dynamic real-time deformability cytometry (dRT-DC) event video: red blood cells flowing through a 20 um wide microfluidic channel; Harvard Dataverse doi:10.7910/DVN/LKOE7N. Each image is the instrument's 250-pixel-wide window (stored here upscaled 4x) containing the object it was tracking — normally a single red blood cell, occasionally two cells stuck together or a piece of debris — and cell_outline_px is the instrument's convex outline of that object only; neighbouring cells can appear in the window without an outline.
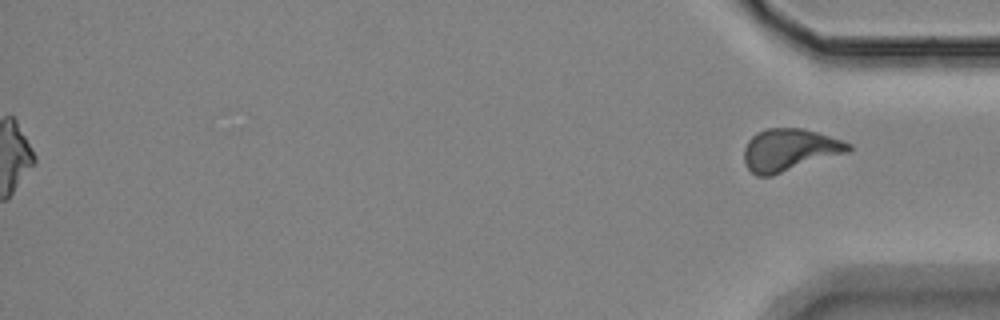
{"species": "Egyptian fruit bat (a non-hibernating species)", "species_latin": "Rousettus aegyptiacus", "temperature_condition": "room temperature", "stored_images_in_passage": 59, "segment_of_instrument_passage": [2, 2], "camera_frame_rate_fps": 3000, "um_per_image_px": 0.085, "animal": {"sex": "female"}, "frame": {"image": 1, "passage_image": 59, "time_ms": 19.333, "image_size_px": [1000, 320], "cell_outline_px": [[852, 148], [848, 152], [772, 176], [756, 176], [748, 168], [744, 160], [744, 148], [748, 140], [756, 132], [764, 128], [804, 128], [852, 144]], "centroid_in_image_um": [67.08, 12.74], "position_along_channel_um": 368.1, "area_um2": 25.72}}